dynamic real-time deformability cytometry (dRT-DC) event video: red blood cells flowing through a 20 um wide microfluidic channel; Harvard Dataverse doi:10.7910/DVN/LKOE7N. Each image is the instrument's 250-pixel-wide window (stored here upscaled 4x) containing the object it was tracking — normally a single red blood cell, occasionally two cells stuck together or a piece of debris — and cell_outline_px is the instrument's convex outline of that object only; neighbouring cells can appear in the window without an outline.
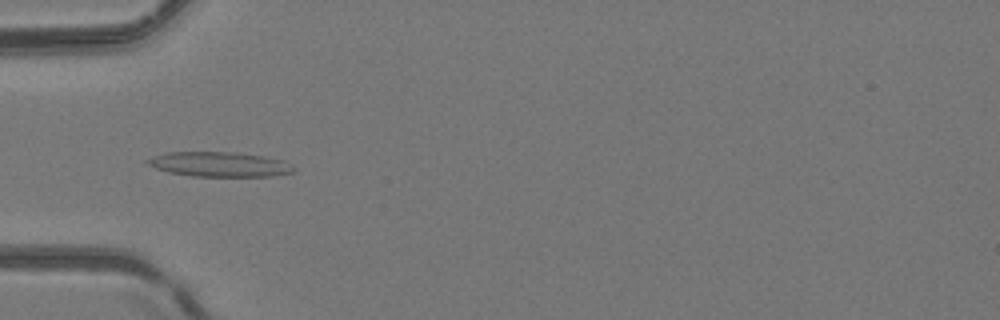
{"species": "common noctule bat (a hibernating species)", "species_latin": "Nyctalus noctula", "temperature_condition": "room temperature", "stored_images_in_passage": 36, "camera_frame_rate_fps": 3000, "um_per_image_px": 0.085, "animal": {"sex": "female", "body_mass_g": 24.6, "forearm_length_mm": 56.2}, "frame": {"image": 1, "passage_image": 3, "time_ms": 0.667, "image_size_px": [1000, 320], "cell_outline_px": [[296, 168], [292, 172], [272, 176], [192, 176], [168, 172], [156, 168], [148, 164], [144, 160], [168, 152], [236, 152], [264, 156], [284, 160], [292, 164]], "centroid_in_image_um": [18.7, 13.96], "position_along_channel_um": 66.3, "area_um2": 21.1}}
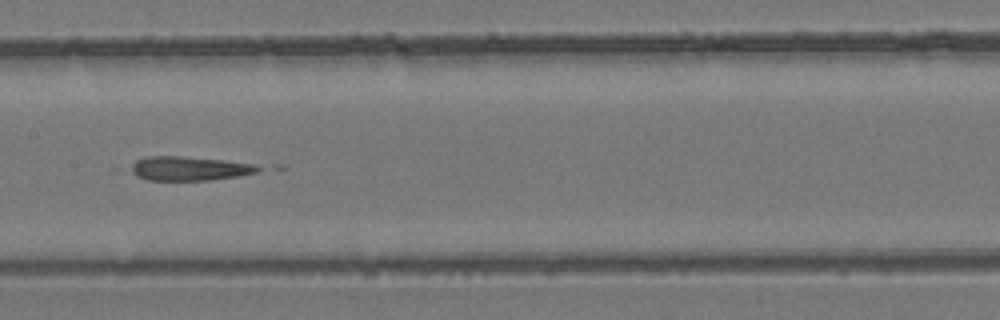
{"frame": {"image": 2, "passage_image": 12, "time_ms": 3.667, "image_size_px": [1000, 320], "cell_outline_px": [[264, 168], [256, 172], [240, 176], [208, 180], [148, 180], [136, 176], [128, 172], [124, 168], [136, 160], [148, 156], [180, 156], [224, 160], [256, 164]], "centroid_in_image_um": [16.02, 14.32], "position_along_channel_um": 191.4, "area_um2": 18.26}}
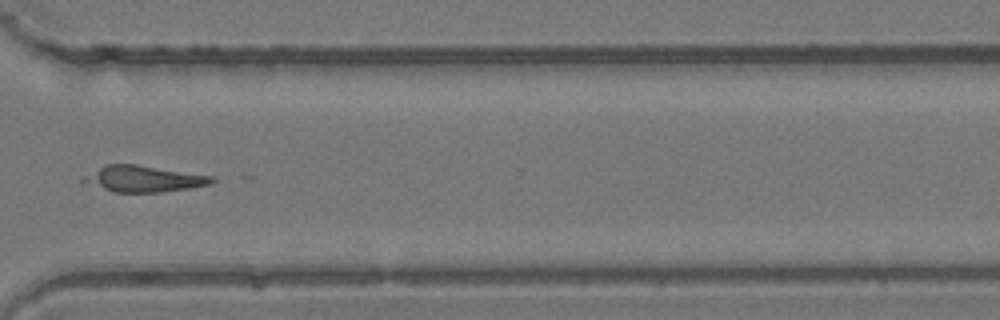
{"frame": {"image": 3, "passage_image": 24, "time_ms": 7.667, "image_size_px": [1000, 320], "cell_outline_px": [[216, 180], [212, 184], [192, 188], [160, 192], [112, 192], [80, 180], [84, 176], [108, 164], [136, 164], [216, 176]], "centroid_in_image_um": [12.31, 15.2], "position_along_channel_um": 358.3, "area_um2": 19.59}}